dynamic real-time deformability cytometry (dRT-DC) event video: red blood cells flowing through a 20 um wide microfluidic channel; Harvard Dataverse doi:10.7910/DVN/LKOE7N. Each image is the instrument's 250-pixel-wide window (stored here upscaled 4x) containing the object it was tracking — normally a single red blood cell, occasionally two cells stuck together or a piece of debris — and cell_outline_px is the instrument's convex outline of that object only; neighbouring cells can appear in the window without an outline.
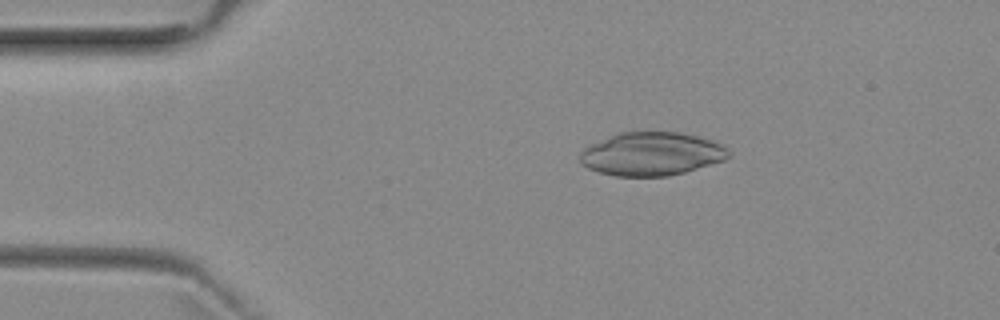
{"species": "common noctule bat (a hibernating species)", "species_latin": "Nyctalus noctula", "temperature_condition": "room temperature", "stored_images_in_passage": 5, "camera_frame_rate_fps": 3000, "um_per_image_px": 0.085, "animal": {"sex": "female", "body_mass_g": 29.2, "forearm_length_mm": 56.3}, "frame": {"image": 1, "passage_image": 3, "time_ms": 2.333, "image_size_px": [1000, 320], "cell_outline_px": [[728, 156], [724, 160], [684, 172], [668, 176], [616, 176], [600, 172], [588, 168], [580, 160], [580, 152], [584, 148], [592, 144], [620, 132], [680, 132], [712, 140], [720, 144], [728, 152]], "centroid_in_image_um": [55.37, 13.08], "position_along_channel_um": 29.6, "area_um2": 36.99}}